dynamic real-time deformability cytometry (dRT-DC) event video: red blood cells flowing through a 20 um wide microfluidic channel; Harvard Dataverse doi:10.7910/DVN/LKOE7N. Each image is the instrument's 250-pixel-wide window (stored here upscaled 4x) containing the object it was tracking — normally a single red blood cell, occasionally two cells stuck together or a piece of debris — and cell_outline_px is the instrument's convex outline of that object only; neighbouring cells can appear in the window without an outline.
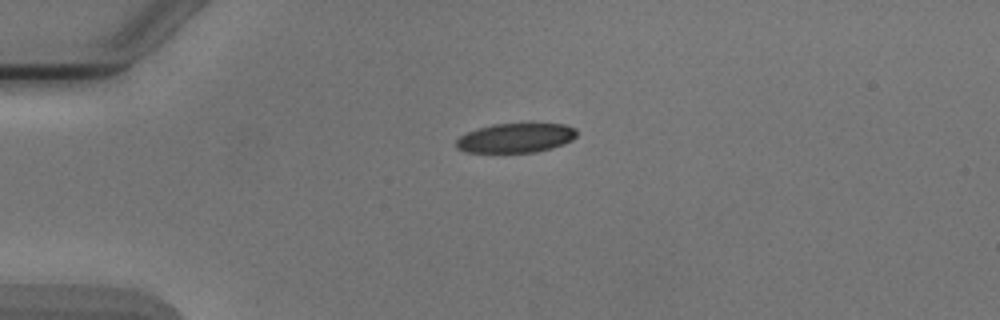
{"species": "Egyptian fruit bat (a non-hibernating species)", "species_latin": "Rousettus aegyptiacus", "temperature_condition": "cold", "stored_images_in_passage": 2, "camera_frame_rate_fps": 3000, "um_per_image_px": 0.085, "animal": {"sex": "male"}, "frame": {"image": 1, "passage_image": 1, "time_ms": 0.0, "image_size_px": [1000, 320], "cell_outline_px": [[576, 136], [572, 140], [564, 144], [552, 148], [536, 152], [468, 152], [456, 148], [456, 140], [460, 136], [468, 132], [492, 124], [564, 124], [576, 128]], "centroid_in_image_um": [43.85, 11.73], "position_along_channel_um": 41.1, "area_um2": 20.52}}